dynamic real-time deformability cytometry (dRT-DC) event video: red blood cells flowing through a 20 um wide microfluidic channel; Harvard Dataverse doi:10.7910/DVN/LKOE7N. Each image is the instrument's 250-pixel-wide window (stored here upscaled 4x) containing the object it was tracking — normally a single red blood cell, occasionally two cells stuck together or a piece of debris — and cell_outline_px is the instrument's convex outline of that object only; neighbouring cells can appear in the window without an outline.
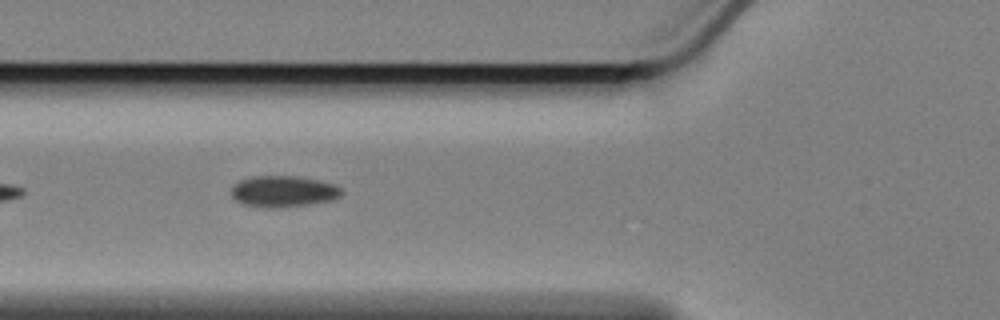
{"species": "Egyptian fruit bat (a non-hibernating species)", "species_latin": "Rousettus aegyptiacus", "temperature_condition": "cold", "stored_images_in_passage": 21, "camera_frame_rate_fps": 3000, "um_per_image_px": 0.085, "animal": {"sex": "female"}, "frame": {"image": 1, "passage_image": 7, "time_ms": 2.0, "image_size_px": [1000, 320], "cell_outline_px": [[344, 192], [336, 200], [280, 208], [268, 208], [244, 204], [236, 200], [232, 196], [232, 188], [240, 180], [252, 176], [292, 176], [316, 180], [332, 184], [340, 188]], "centroid_in_image_um": [24.1, 16.28], "position_along_channel_um": 101.7, "area_um2": 19.94}}
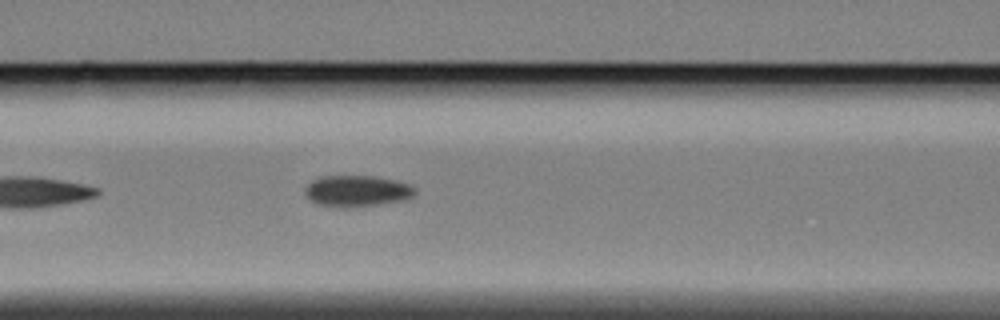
{"frame": {"image": 2, "passage_image": 10, "time_ms": 3.0, "image_size_px": [1000, 320], "cell_outline_px": [[416, 192], [412, 196], [404, 200], [376, 204], [344, 208], [320, 204], [308, 200], [304, 192], [304, 188], [312, 180], [320, 176], [372, 176], [396, 180], [408, 184], [416, 188]], "centroid_in_image_um": [30.31, 16.23], "position_along_channel_um": 136.3, "area_um2": 20.0}}